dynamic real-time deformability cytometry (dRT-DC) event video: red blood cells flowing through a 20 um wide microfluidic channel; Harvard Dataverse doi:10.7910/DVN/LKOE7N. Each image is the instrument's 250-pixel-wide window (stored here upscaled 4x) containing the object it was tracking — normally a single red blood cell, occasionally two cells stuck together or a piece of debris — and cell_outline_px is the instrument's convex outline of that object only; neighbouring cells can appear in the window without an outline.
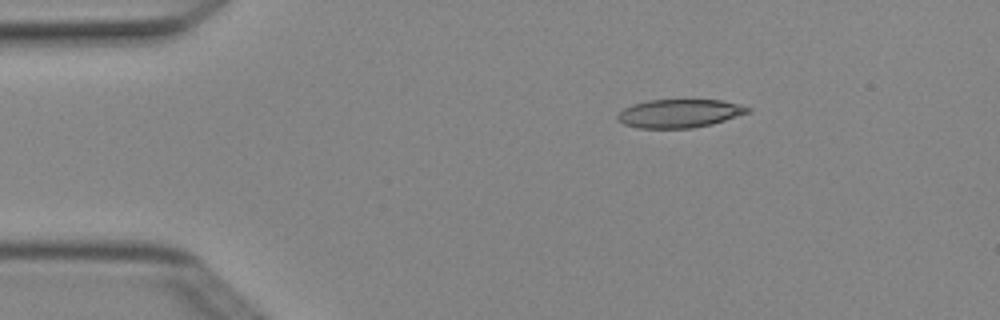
{"species": "Egyptian fruit bat (a non-hibernating species)", "species_latin": "Rousettus aegyptiacus", "temperature_condition": "cold", "stored_images_in_passage": 6, "camera_frame_rate_fps": 3000, "um_per_image_px": 0.085, "animal": {"sex": "female"}, "frame": {"image": 1, "passage_image": 1, "time_ms": 0.0, "image_size_px": [1000, 320], "cell_outline_px": [[752, 112], [712, 124], [692, 128], [640, 128], [624, 124], [616, 120], [616, 116], [624, 108], [632, 104], [648, 100], [720, 100], [740, 104], [752, 108]], "centroid_in_image_um": [57.77, 9.64], "position_along_channel_um": 27.2, "area_um2": 21.68}}
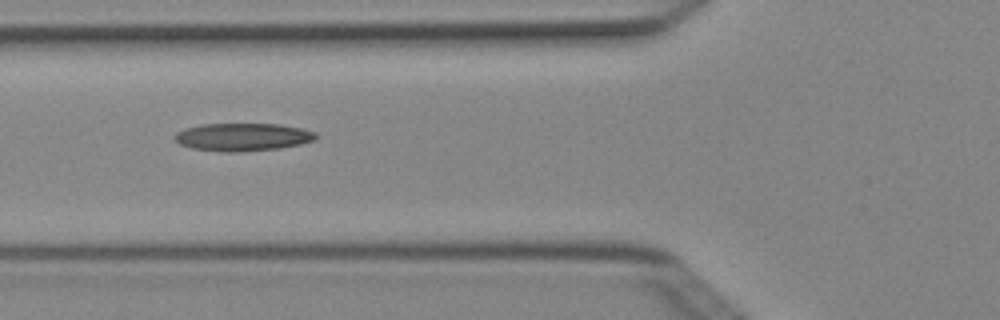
{"frame": {"image": 2, "passage_image": 4, "time_ms": 1.0, "image_size_px": [1000, 320], "cell_outline_px": [[320, 136], [316, 140], [300, 144], [280, 148], [240, 152], [224, 152], [192, 148], [180, 144], [172, 136], [176, 132], [188, 128], [204, 124], [280, 124], [300, 128], [316, 132]], "centroid_in_image_um": [20.67, 11.65], "position_along_channel_um": 105.1, "area_um2": 22.95}}
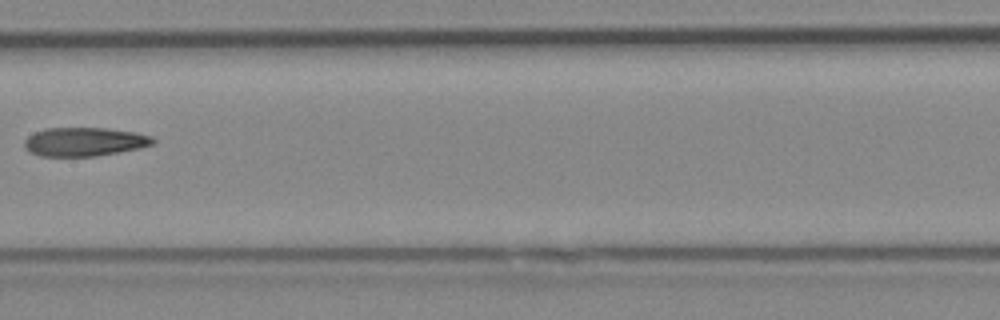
{"frame": {"image": 3, "passage_image": 6, "time_ms": 1.667, "image_size_px": [1000, 320], "cell_outline_px": [[156, 140], [152, 144], [140, 148], [96, 156], [40, 156], [28, 152], [24, 148], [24, 140], [28, 136], [36, 132], [48, 128], [104, 128], [136, 132], [152, 136]], "centroid_in_image_um": [7.16, 12.05], "position_along_channel_um": 200.2, "area_um2": 21.56}}